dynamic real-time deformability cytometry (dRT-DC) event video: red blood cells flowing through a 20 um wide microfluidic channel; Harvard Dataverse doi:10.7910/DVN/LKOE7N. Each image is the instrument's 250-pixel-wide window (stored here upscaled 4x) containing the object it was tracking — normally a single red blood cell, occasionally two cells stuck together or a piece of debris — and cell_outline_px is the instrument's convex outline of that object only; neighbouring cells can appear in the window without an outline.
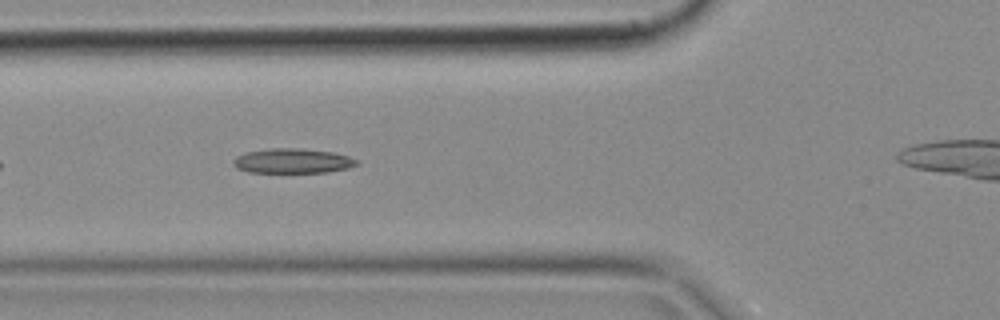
{"species": "common noctule bat (a hibernating species)", "species_latin": "Nyctalus noctula", "temperature_condition": "cold", "stored_images_in_passage": 39, "camera_frame_rate_fps": 3000, "um_per_image_px": 0.085, "animal": {"sex": "female", "body_mass_g": 18.4}, "frame": {"image": 1, "passage_image": 6, "time_ms": 1.667, "image_size_px": [1000, 320], "cell_outline_px": [[360, 164], [348, 168], [328, 172], [248, 172], [236, 168], [232, 164], [232, 160], [236, 156], [244, 152], [272, 148], [300, 148], [332, 152], [348, 156], [360, 160]], "centroid_in_image_um": [24.87, 13.67], "position_along_channel_um": 100.9, "area_um2": 17.98}}